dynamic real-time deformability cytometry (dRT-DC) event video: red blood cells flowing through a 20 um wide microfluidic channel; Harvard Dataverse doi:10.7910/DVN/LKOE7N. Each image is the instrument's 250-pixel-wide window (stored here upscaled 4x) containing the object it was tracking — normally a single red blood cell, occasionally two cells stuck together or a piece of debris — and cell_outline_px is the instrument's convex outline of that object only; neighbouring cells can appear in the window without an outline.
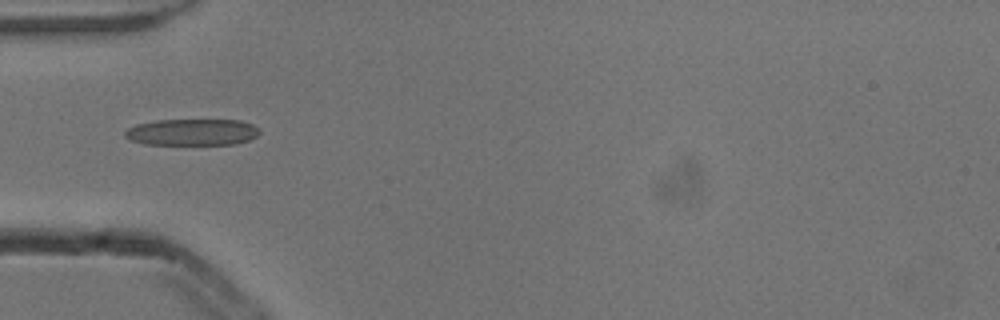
{"species": "common noctule bat (a hibernating species)", "species_latin": "Nyctalus noctula", "temperature_condition": "cold", "stored_images_in_passage": 2, "camera_frame_rate_fps": 3000, "um_per_image_px": 0.085, "animal": {"sex": "male", "body_mass_g": 13.3}, "frame": {"image": 1, "passage_image": 1, "time_ms": 0.0, "image_size_px": [1000, 320], "cell_outline_px": [[260, 132], [256, 136], [248, 140], [236, 144], [144, 144], [128, 140], [124, 136], [124, 132], [128, 128], [136, 124], [156, 120], [240, 120], [252, 124]], "centroid_in_image_um": [16.28, 11.23], "position_along_channel_um": 68.7, "area_um2": 20.81}}
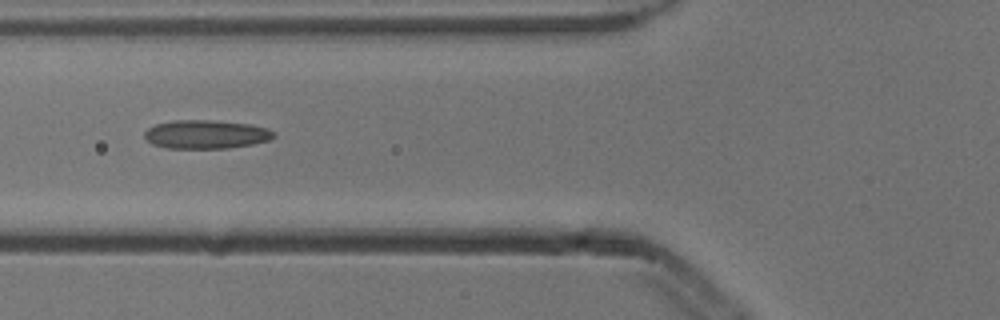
{"frame": {"image": 2, "passage_image": 2, "time_ms": 0.333, "image_size_px": [1000, 320], "cell_outline_px": [[276, 136], [268, 140], [252, 144], [228, 148], [164, 148], [152, 144], [144, 136], [144, 132], [148, 128], [156, 124], [172, 120], [208, 120], [248, 124], [268, 128], [276, 132]], "centroid_in_image_um": [17.5, 11.42], "position_along_channel_um": 108.3, "area_um2": 21.56}}